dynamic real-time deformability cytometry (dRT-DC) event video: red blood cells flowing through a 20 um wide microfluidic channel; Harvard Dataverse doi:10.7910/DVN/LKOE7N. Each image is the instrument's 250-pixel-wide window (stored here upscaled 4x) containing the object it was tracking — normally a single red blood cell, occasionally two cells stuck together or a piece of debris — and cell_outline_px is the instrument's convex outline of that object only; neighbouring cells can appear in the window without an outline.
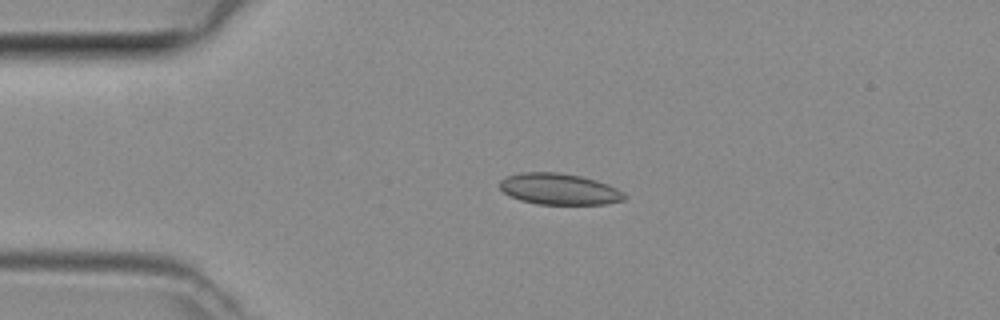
{"species": "common noctule bat (a hibernating species)", "species_latin": "Nyctalus noctula", "temperature_condition": "room temperature", "stored_images_in_passage": 2, "camera_frame_rate_fps": 3000, "um_per_image_px": 0.085, "animal": {"sex": "female", "body_mass_g": 29.2, "forearm_length_mm": 56.3}, "frame": {"image": 1, "passage_image": 2, "time_ms": 0.333, "image_size_px": [1000, 320], "cell_outline_px": [[628, 196], [624, 200], [604, 204], [536, 204], [520, 200], [504, 192], [500, 188], [500, 180], [508, 176], [520, 172], [556, 172], [580, 176], [596, 180], [608, 184], [616, 188]], "centroid_in_image_um": [47.54, 16.07], "position_along_channel_um": 37.5, "area_um2": 22.6}}